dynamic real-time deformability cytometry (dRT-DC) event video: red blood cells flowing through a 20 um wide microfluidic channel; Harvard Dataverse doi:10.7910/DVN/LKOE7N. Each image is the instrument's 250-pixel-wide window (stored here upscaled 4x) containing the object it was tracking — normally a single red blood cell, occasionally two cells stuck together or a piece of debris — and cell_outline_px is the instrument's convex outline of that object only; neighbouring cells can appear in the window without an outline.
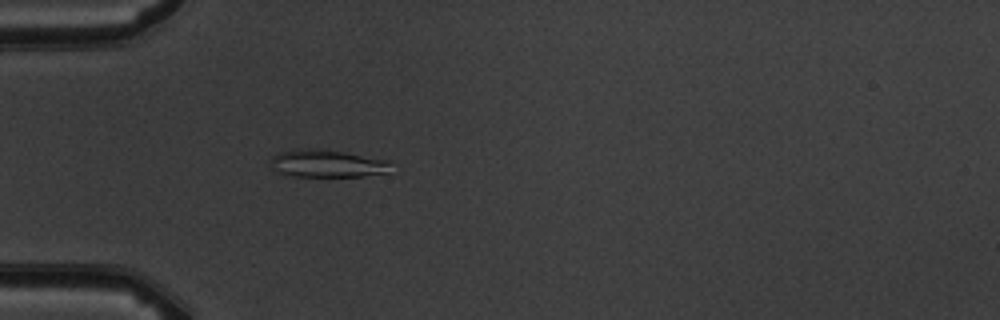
{"species": "common noctule bat (a hibernating species)", "species_latin": "Nyctalus noctula", "temperature_condition": "warm", "stored_images_in_passage": 4, "camera_frame_rate_fps": 3000, "um_per_image_px": 0.085, "animal": {"sex": "male", "body_mass_g": 19.5, "forearm_length_mm": 54.6}, "frame": {"image": 1, "passage_image": 4, "time_ms": 4.333, "image_size_px": [1000, 320], "cell_outline_px": [[388, 172], [360, 176], [292, 176], [280, 172], [268, 160], [272, 156], [280, 152], [304, 148], [320, 148], [344, 152], [388, 160]], "centroid_in_image_um": [27.77, 13.88], "position_along_channel_um": 57.2, "area_um2": 18.96}}